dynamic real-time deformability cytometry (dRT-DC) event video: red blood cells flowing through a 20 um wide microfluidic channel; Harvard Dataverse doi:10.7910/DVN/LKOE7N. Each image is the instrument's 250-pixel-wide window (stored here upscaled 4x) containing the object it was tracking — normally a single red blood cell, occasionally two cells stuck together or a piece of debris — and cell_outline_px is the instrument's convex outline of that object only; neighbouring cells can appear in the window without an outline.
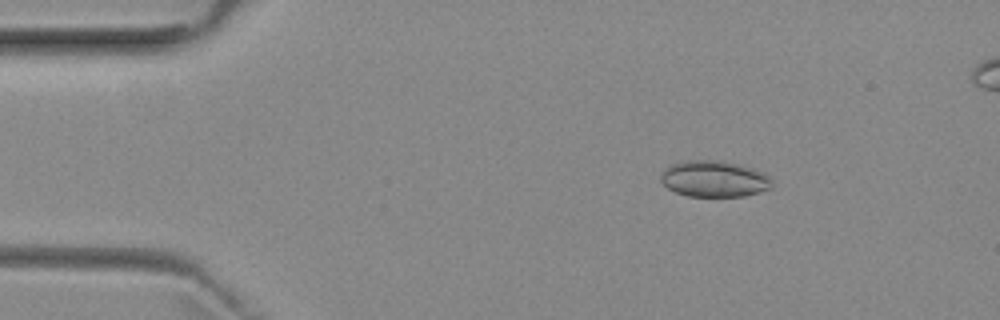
{"species": "common noctule bat (a hibernating species)", "species_latin": "Nyctalus noctula", "temperature_condition": "room temperature", "stored_images_in_passage": 51, "camera_frame_rate_fps": 3000, "um_per_image_px": 0.085, "animal": {"sex": "female", "body_mass_g": 29.2, "forearm_length_mm": 56.3}, "frame": {"image": 1, "passage_image": 7, "time_ms": 2.0, "image_size_px": [1000, 320], "cell_outline_px": [[772, 188], [760, 192], [744, 196], [688, 196], [676, 192], [668, 188], [660, 180], [660, 172], [672, 164], [688, 160], [716, 160], [740, 164], [764, 172], [772, 180]], "centroid_in_image_um": [60.72, 15.2], "position_along_channel_um": 24.3, "area_um2": 23.58}}
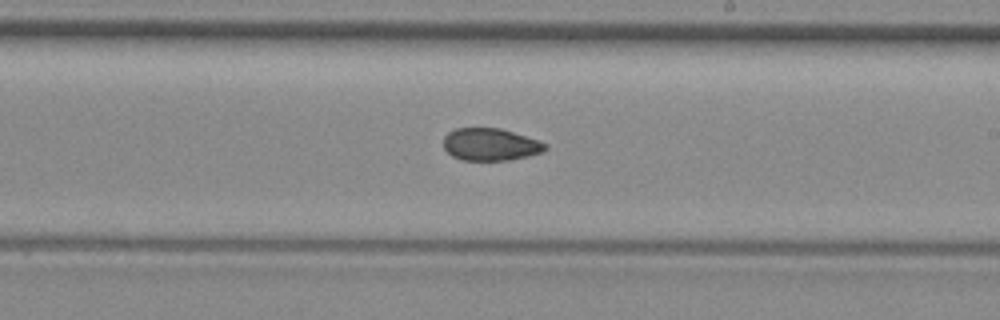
{"frame": {"image": 2, "passage_image": 29, "time_ms": 9.333, "image_size_px": [1000, 320], "cell_outline_px": [[548, 148], [544, 152], [528, 156], [508, 160], [460, 160], [452, 156], [444, 148], [444, 136], [448, 132], [456, 128], [500, 128], [548, 144]], "centroid_in_image_um": [41.68, 12.28], "position_along_channel_um": 247.3, "area_um2": 19.13}}
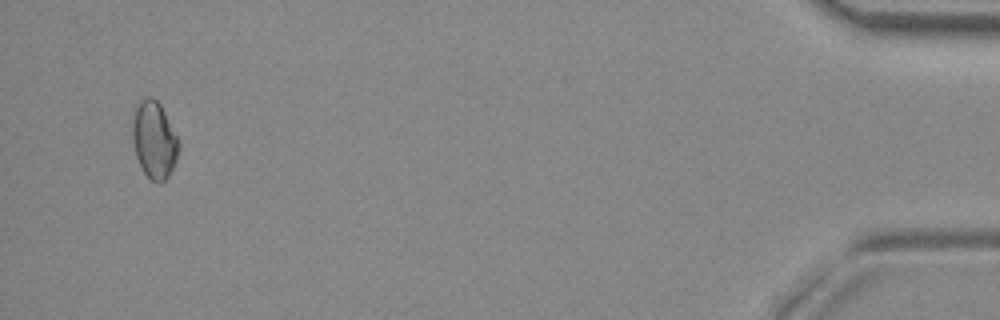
{"frame": {"image": 3, "passage_image": 49, "time_ms": 16.0, "image_size_px": [1000, 320], "cell_outline_px": [[180, 144], [176, 160], [168, 176], [160, 184], [156, 184], [144, 172], [136, 156], [132, 140], [132, 124], [136, 108], [148, 96], [152, 96], [160, 104], [180, 140]], "centroid_in_image_um": [13.13, 11.92], "position_along_channel_um": 422.1, "area_um2": 20.63}, "authors_computed_cell_mechanics": {"area_um2": 20.2878, "velocity_mm_per_s": 3.9595, "shape_relaxation_time_tau1_ms": null, "shape_relaxation_time_tau2_ms": 2.5792, "deformation_change_tau1": null, "deformation_change_tau2": 0.0584}}